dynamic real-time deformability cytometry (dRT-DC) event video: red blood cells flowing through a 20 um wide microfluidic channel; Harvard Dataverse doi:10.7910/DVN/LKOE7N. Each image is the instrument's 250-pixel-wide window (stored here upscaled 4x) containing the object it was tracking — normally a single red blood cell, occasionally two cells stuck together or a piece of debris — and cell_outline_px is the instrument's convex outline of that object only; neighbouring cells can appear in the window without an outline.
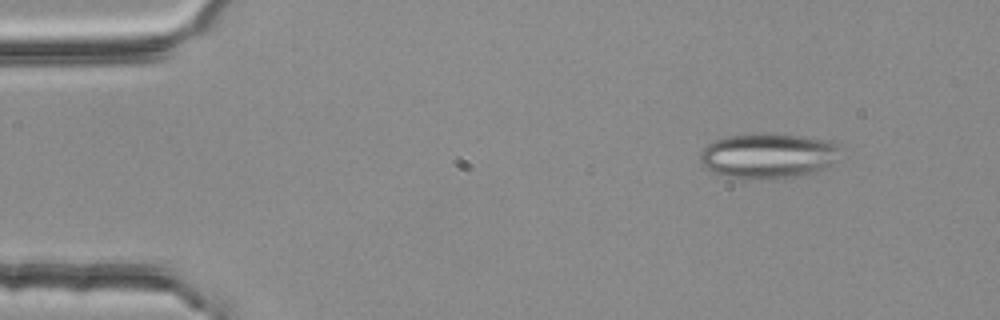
{"species": "common noctule bat (a hibernating species)", "species_latin": "Nyctalus noctula", "temperature_condition": "room temperature", "stored_images_in_passage": 4, "camera_frame_rate_fps": 3000, "um_per_image_px": 0.085, "animal": {"sex": "female", "body_mass_g": 25.1}, "frame": {"image": 1, "passage_image": 2, "time_ms": 0.333, "image_size_px": [1000, 320], "cell_outline_px": [[840, 160], [804, 176], [764, 180], [744, 180], [720, 176], [712, 172], [700, 164], [700, 152], [708, 144], [716, 140], [728, 136], [764, 132], [804, 136], [836, 140], [840, 148]], "centroid_in_image_um": [65.32, 13.25], "position_along_channel_um": 19.7, "area_um2": 38.26}}